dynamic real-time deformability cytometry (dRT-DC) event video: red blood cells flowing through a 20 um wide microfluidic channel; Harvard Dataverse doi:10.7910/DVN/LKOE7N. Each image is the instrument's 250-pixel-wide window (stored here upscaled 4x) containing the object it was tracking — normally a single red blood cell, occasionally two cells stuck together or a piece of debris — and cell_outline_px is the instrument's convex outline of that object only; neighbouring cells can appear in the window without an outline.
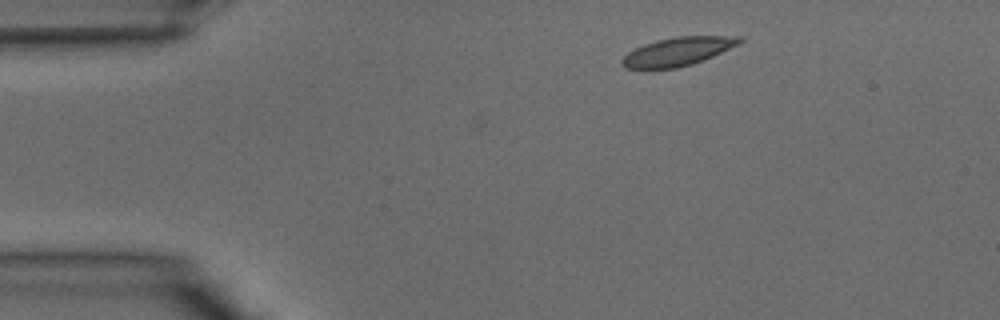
{"species": "common noctule bat (a hibernating species)", "species_latin": "Nyctalus noctula", "temperature_condition": "warm", "stored_images_in_passage": 34, "camera_frame_rate_fps": 3000, "um_per_image_px": 0.085, "animal": {"sex": "male", "body_mass_g": 15.6}, "frame": {"image": 1, "passage_image": 1, "time_ms": 0.0, "image_size_px": [1000, 320], "cell_outline_px": [[744, 40], [740, 44], [704, 60], [692, 64], [676, 68], [624, 68], [620, 64], [620, 60], [628, 52], [644, 44], [656, 40], [676, 36], [740, 36]], "centroid_in_image_um": [57.63, 4.37], "position_along_channel_um": 27.4, "area_um2": 19.54}}
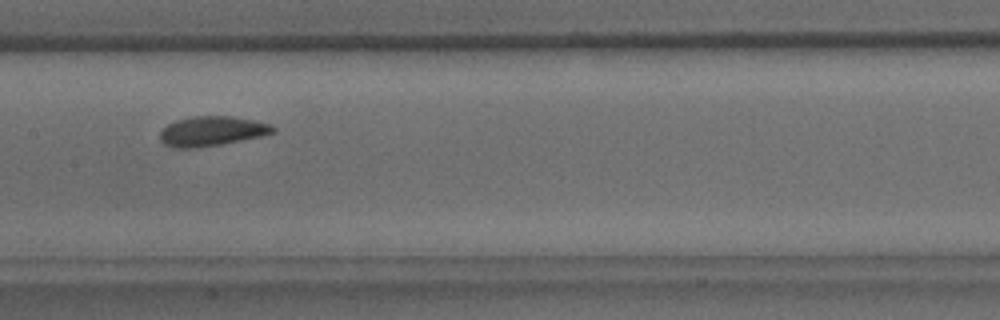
{"frame": {"image": 2, "passage_image": 14, "time_ms": 4.333, "image_size_px": [1000, 320], "cell_outline_px": [[276, 132], [260, 136], [220, 144], [196, 148], [172, 148], [164, 144], [160, 140], [160, 132], [168, 124], [176, 120], [192, 116], [232, 116], [252, 120], [268, 124], [276, 128]], "centroid_in_image_um": [17.97, 11.15], "position_along_channel_um": 189.4, "area_um2": 19.42}}
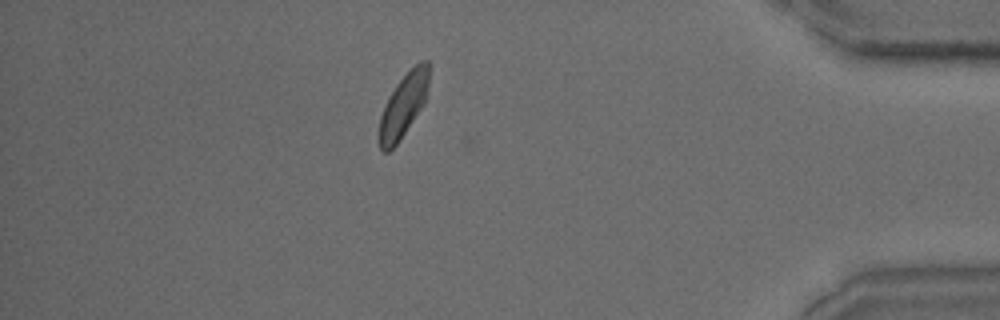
{"frame": {"image": 3, "passage_image": 29, "time_ms": 9.333, "image_size_px": [1000, 320], "cell_outline_px": [[428, 84], [424, 104], [400, 140], [388, 152], [384, 152], [380, 148], [380, 116], [396, 84], [420, 60], [428, 60]], "centroid_in_image_um": [34.31, 8.96], "position_along_channel_um": 400.9, "area_um2": 17.74}}